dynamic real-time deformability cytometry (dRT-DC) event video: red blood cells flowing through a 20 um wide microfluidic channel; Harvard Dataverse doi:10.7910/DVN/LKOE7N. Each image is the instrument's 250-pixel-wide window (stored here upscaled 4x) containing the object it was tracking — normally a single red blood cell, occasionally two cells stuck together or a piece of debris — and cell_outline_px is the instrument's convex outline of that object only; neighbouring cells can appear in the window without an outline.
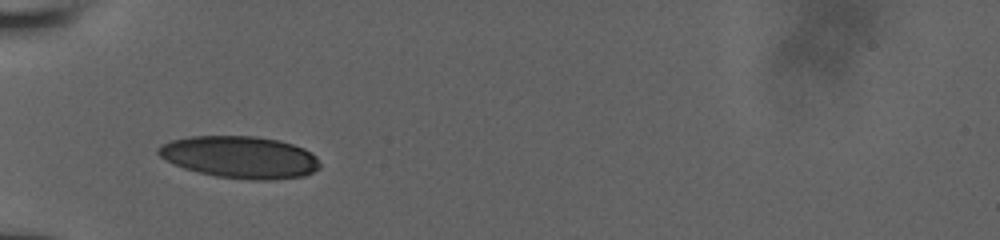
{"species": "human", "species_latin": "Homo sapiens", "temperature_condition": "room temperature", "stored_images_in_passage": 20, "camera_frame_rate_fps": 3000, "um_per_image_px": 0.085, "donor": {"sex": "male"}, "frame": {"image": 1, "passage_image": 1, "time_ms": 0.0, "image_size_px": [1000, 240], "cell_outline_px": [[320, 168], [304, 176], [276, 180], [252, 180], [216, 176], [184, 168], [160, 156], [156, 152], [156, 148], [172, 140], [192, 136], [256, 136], [280, 140], [304, 148], [316, 156], [320, 164]], "centroid_in_image_um": [20.44, 13.36], "position_along_channel_um": 64.6, "area_um2": 39.54}}
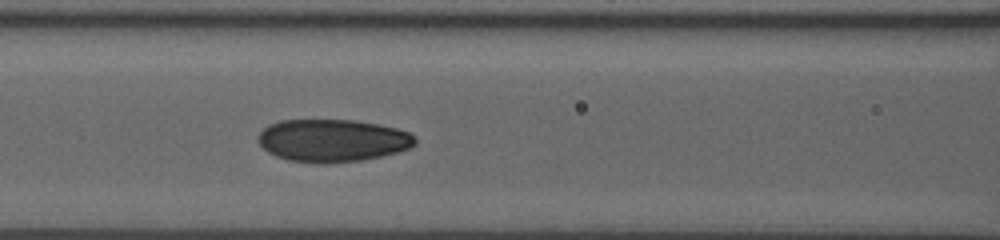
{"frame": {"image": 2, "passage_image": 12, "time_ms": 2.0, "image_size_px": [1000, 240], "cell_outline_px": [[416, 144], [412, 148], [400, 152], [360, 160], [328, 164], [316, 164], [288, 160], [276, 156], [268, 152], [256, 140], [256, 136], [268, 124], [280, 120], [352, 120], [376, 124], [396, 128], [408, 132], [416, 136]], "centroid_in_image_um": [28.25, 11.95], "position_along_channel_um": 138.3, "area_um2": 39.36}}
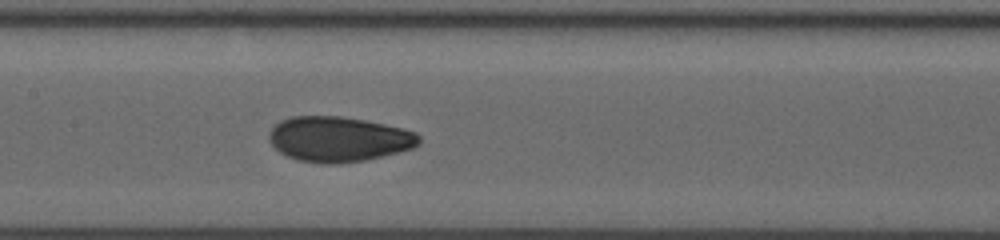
{"frame": {"image": 3, "passage_image": 17, "time_ms": 3.0, "image_size_px": [1000, 240], "cell_outline_px": [[420, 144], [412, 148], [364, 160], [340, 164], [324, 164], [296, 160], [280, 152], [268, 140], [268, 132], [280, 120], [292, 116], [340, 116], [364, 120], [404, 128], [416, 132], [420, 136]], "centroid_in_image_um": [28.77, 11.82], "position_along_channel_um": 178.6, "area_um2": 39.54}}